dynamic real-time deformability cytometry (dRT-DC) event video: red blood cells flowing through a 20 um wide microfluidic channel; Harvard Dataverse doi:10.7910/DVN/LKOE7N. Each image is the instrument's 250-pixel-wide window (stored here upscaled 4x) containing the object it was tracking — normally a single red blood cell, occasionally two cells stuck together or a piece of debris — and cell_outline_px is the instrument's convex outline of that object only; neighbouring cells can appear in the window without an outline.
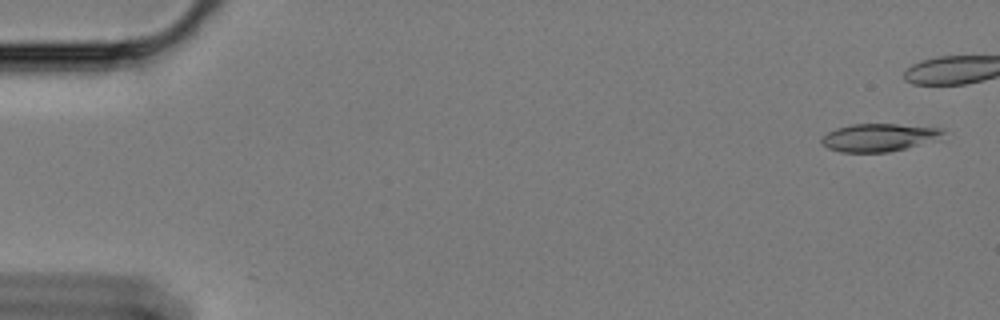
{"species": "Egyptian fruit bat (a non-hibernating species)", "species_latin": "Rousettus aegyptiacus", "temperature_condition": "cold", "stored_images_in_passage": 46, "camera_frame_rate_fps": 3000, "um_per_image_px": 0.085, "animal": {"sex": "female"}, "frame": {"image": 1, "passage_image": 1, "time_ms": 0.0, "image_size_px": [1000, 320], "cell_outline_px": [[944, 132], [916, 144], [904, 148], [888, 152], [840, 152], [828, 148], [820, 140], [820, 136], [836, 128], [852, 124], [896, 124], [944, 128]], "centroid_in_image_um": [74.54, 11.67], "position_along_channel_um": 10.5, "area_um2": 19.02}}
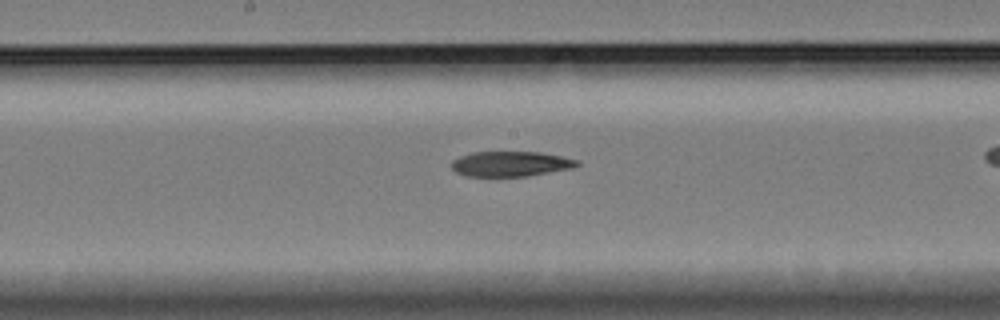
{"frame": {"image": 2, "passage_image": 30, "time_ms": 9.667, "image_size_px": [1000, 320], "cell_outline_px": [[580, 164], [572, 168], [528, 176], [464, 176], [456, 172], [452, 168], [452, 160], [460, 156], [472, 152], [540, 152], [580, 160]], "centroid_in_image_um": [43.4, 13.93], "position_along_channel_um": 204.8, "area_um2": 18.38}}
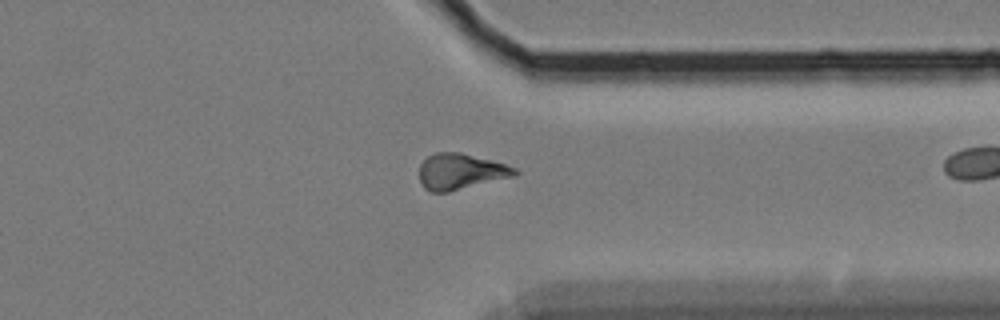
{"frame": {"image": 3, "passage_image": 45, "time_ms": 14.667, "image_size_px": [1000, 320], "cell_outline_px": [[520, 172], [516, 176], [448, 192], [432, 192], [424, 188], [420, 184], [420, 164], [428, 156], [436, 152], [460, 152], [504, 164], [516, 168]], "centroid_in_image_um": [39.15, 14.59], "position_along_channel_um": 372.3, "area_um2": 19.94}}